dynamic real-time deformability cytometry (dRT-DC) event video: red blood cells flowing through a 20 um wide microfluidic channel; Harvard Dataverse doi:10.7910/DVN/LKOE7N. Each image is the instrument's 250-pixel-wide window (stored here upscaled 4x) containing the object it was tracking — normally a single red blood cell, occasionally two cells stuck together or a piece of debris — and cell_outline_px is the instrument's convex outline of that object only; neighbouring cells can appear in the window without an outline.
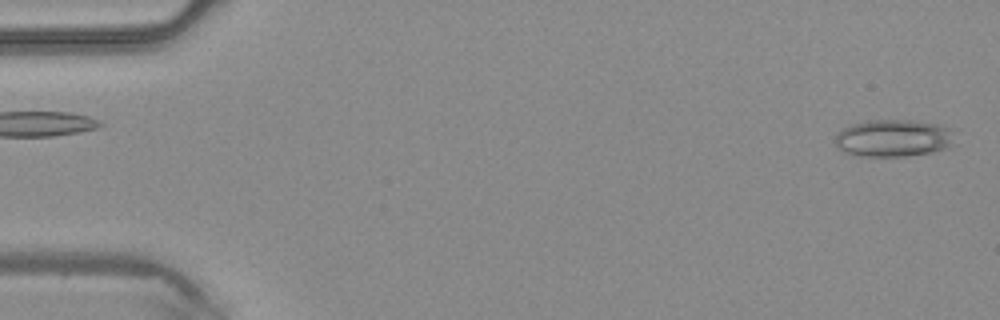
{"species": "common noctule bat (a hibernating species)", "species_latin": "Nyctalus noctula", "temperature_condition": "warm", "stored_images_in_passage": 2, "camera_frame_rate_fps": 3000, "um_per_image_px": 0.085, "animal": {"sex": "male", "body_mass_g": 20.4}, "frame": {"image": 1, "passage_image": 2, "time_ms": 0.333, "image_size_px": [1000, 320], "cell_outline_px": [[956, 144], [948, 148], [932, 152], [904, 156], [860, 156], [848, 152], [840, 148], [836, 144], [836, 136], [844, 128], [852, 124], [868, 120], [912, 120], [936, 124], [948, 128]], "centroid_in_image_um": [75.98, 11.74], "position_along_channel_um": 9.0, "area_um2": 25.66}}